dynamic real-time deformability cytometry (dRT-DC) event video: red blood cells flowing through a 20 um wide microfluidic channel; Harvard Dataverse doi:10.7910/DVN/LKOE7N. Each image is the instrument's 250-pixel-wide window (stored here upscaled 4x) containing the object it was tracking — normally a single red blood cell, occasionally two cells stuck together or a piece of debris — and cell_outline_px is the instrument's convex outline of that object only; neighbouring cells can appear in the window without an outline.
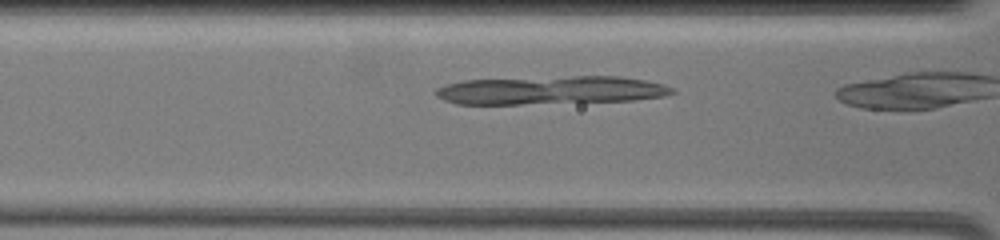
{"species": "common noctule bat (a hibernating species)", "species_latin": "Nyctalus noctula", "temperature_condition": "warm", "stored_images_in_passage": 16, "camera_frame_rate_fps": 3000, "um_per_image_px": 0.085, "animal": {"sex": "female", "body_mass_g": 19.5, "forearm_length_mm": 54.1}, "frame": {"image": 1, "passage_image": 10, "time_ms": 2.333, "image_size_px": [1000, 240], "cell_outline_px": [[676, 92], [664, 96], [632, 100], [520, 104], [456, 104], [444, 100], [436, 96], [436, 88], [444, 84], [464, 80], [572, 76], [620, 76], [644, 80], [664, 84], [672, 88]], "centroid_in_image_um": [46.79, 7.66], "position_along_channel_um": 119.8, "area_um2": 38.96}}
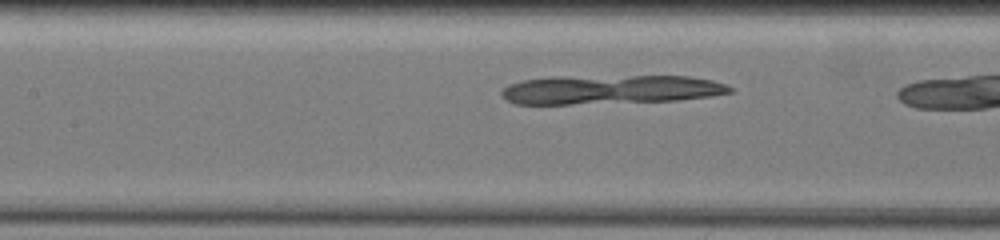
{"frame": {"image": 2, "passage_image": 14, "time_ms": 3.333, "image_size_px": [1000, 240], "cell_outline_px": [[736, 88], [732, 92], [712, 96], [680, 100], [568, 104], [516, 104], [500, 96], [500, 92], [508, 84], [520, 80], [552, 76], [688, 76], [712, 80], [728, 84]], "centroid_in_image_um": [51.9, 7.6], "position_along_channel_um": 155.5, "area_um2": 39.13}}